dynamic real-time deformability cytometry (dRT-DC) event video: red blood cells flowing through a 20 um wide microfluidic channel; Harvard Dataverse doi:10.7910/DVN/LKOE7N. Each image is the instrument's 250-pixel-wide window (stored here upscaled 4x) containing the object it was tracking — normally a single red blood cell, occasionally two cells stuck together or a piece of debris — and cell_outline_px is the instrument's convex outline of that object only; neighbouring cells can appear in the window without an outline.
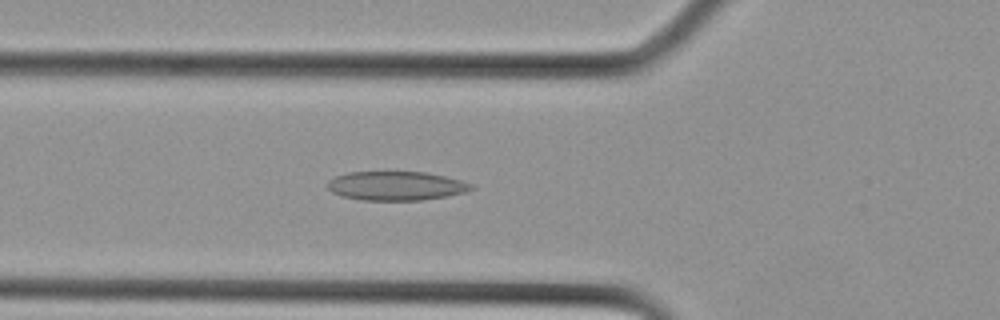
{"species": "Egyptian fruit bat (a non-hibernating species)", "species_latin": "Rousettus aegyptiacus", "temperature_condition": "cold", "stored_images_in_passage": 13, "camera_frame_rate_fps": 3000, "um_per_image_px": 0.085, "animal": {"sex": "female"}, "frame": {"image": 1, "passage_image": 10, "time_ms": 3.0, "image_size_px": [1000, 320], "cell_outline_px": [[472, 188], [460, 192], [444, 196], [420, 200], [368, 200], [344, 196], [332, 192], [328, 188], [328, 184], [336, 176], [352, 172], [420, 172], [440, 176], [456, 180], [468, 184]], "centroid_in_image_um": [33.57, 15.8], "position_along_channel_um": 92.2, "area_um2": 23.12}}
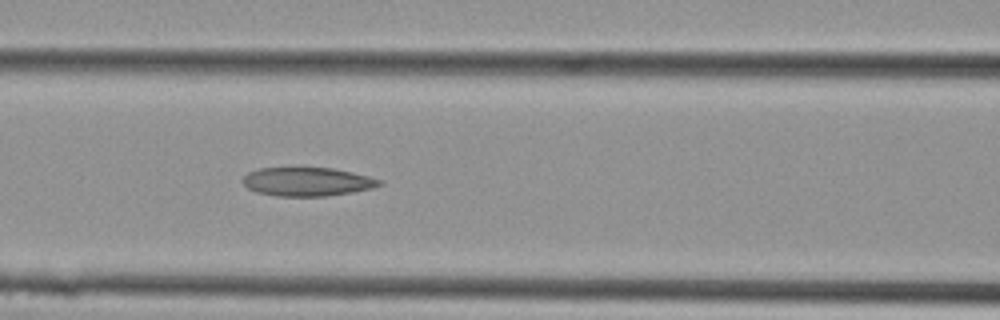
{"frame": {"image": 2, "passage_image": 12, "time_ms": 3.667, "image_size_px": [1000, 320], "cell_outline_px": [[380, 184], [368, 188], [348, 192], [324, 196], [280, 196], [260, 192], [248, 188], [244, 184], [244, 176], [248, 172], [260, 168], [332, 168], [368, 176], [380, 180]], "centroid_in_image_um": [26.06, 15.43], "position_along_channel_um": 140.5, "area_um2": 22.08}}